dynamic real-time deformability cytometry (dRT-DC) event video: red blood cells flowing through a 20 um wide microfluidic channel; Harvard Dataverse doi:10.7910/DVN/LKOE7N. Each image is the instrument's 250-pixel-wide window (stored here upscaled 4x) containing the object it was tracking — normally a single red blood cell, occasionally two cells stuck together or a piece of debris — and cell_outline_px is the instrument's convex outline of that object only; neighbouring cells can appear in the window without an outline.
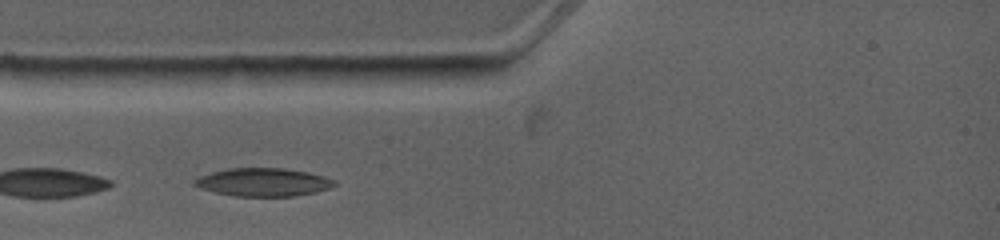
{"species": "common noctule bat (a hibernating species)", "species_latin": "Nyctalus noctula", "temperature_condition": "warm", "stored_images_in_passage": 2, "camera_frame_rate_fps": 4500, "um_per_image_px": 0.085, "animal": {"sex": "female", "body_mass_g": 19.0, "forearm_length_mm": 53.3}, "frame": {"image": 1, "passage_image": 1, "time_ms": 0.0, "image_size_px": [1000, 240], "cell_outline_px": [[336, 184], [328, 188], [316, 192], [296, 196], [236, 196], [216, 192], [200, 188], [192, 184], [192, 180], [200, 176], [212, 172], [228, 168], [284, 168], [324, 176], [332, 180]], "centroid_in_image_um": [22.32, 15.48], "position_along_channel_um": 62.7, "area_um2": 22.72}}